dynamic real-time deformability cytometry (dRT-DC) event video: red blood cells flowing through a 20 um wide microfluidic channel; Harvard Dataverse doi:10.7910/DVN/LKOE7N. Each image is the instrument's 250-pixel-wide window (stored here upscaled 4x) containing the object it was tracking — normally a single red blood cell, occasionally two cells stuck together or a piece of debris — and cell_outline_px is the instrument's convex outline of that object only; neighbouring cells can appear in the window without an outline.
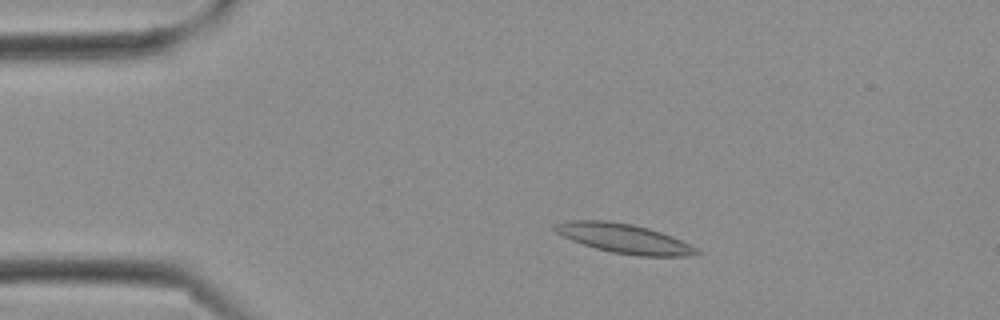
{"species": "Egyptian fruit bat (a non-hibernating species)", "species_latin": "Rousettus aegyptiacus", "temperature_condition": "cold", "stored_images_in_passage": 15, "camera_frame_rate_fps": 3000, "um_per_image_px": 0.085, "frame": {"image": 1, "passage_image": 3, "time_ms": 0.667, "image_size_px": [1000, 320], "cell_outline_px": [[700, 252], [692, 256], [636, 256], [612, 252], [596, 248], [572, 240], [556, 232], [552, 228], [552, 224], [568, 220], [608, 220], [632, 224], [648, 228], [672, 236], [696, 248]], "centroid_in_image_um": [53.01, 20.26], "position_along_channel_um": 32.0, "area_um2": 24.16}}
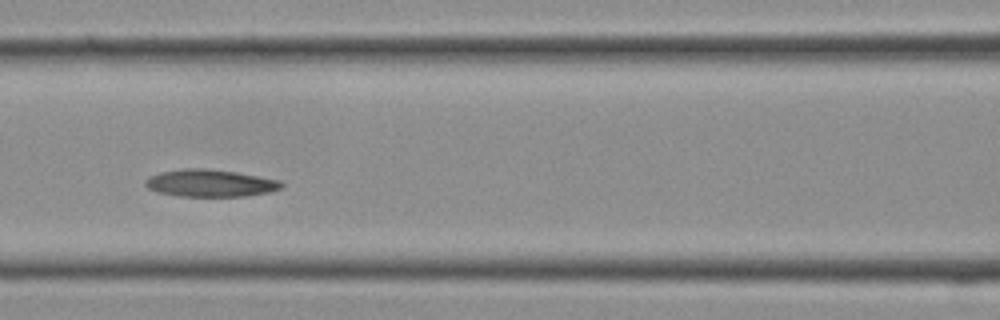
{"frame": {"image": 2, "passage_image": 10, "time_ms": 3.0, "image_size_px": [1000, 320], "cell_outline_px": [[284, 188], [272, 192], [244, 196], [180, 196], [160, 192], [148, 188], [144, 184], [144, 180], [148, 176], [160, 172], [184, 168], [204, 168], [236, 172], [280, 180], [284, 184]], "centroid_in_image_um": [17.9, 15.56], "position_along_channel_um": 148.7, "area_um2": 21.73}}
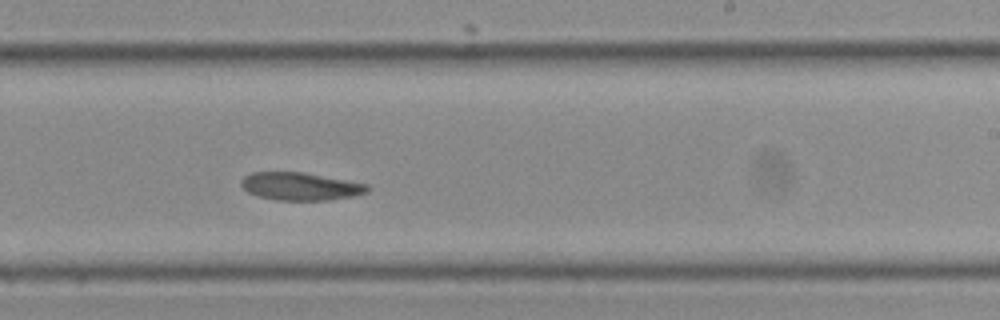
{"frame": {"image": 3, "passage_image": 15, "time_ms": 4.667, "image_size_px": [1000, 320], "cell_outline_px": [[372, 188], [368, 192], [352, 196], [328, 200], [276, 200], [260, 196], [248, 192], [240, 184], [240, 180], [244, 176], [252, 172], [304, 172], [368, 184]], "centroid_in_image_um": [25.55, 15.83], "position_along_channel_um": 263.4, "area_um2": 20.46}}